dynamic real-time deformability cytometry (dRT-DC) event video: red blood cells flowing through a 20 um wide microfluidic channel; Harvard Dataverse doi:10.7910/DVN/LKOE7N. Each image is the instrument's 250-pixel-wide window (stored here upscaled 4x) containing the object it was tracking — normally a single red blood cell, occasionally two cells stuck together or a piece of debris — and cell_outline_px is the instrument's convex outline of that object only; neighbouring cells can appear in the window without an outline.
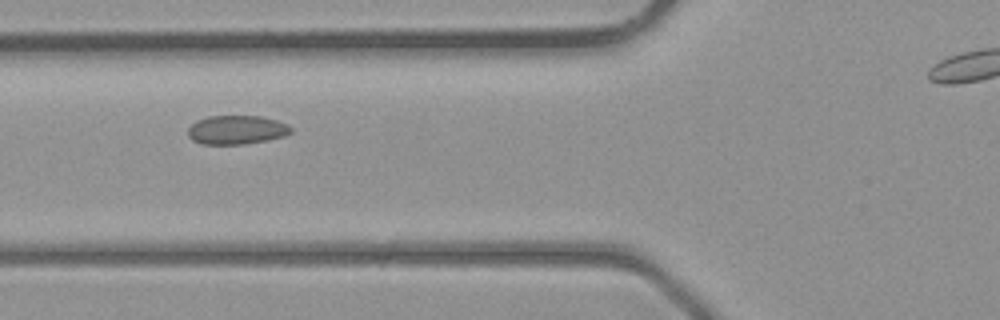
{"species": "common noctule bat (a hibernating species)", "species_latin": "Nyctalus noctula", "temperature_condition": "room temperature", "stored_images_in_passage": 4, "camera_frame_rate_fps": 3000, "um_per_image_px": 0.085, "animal": {"sex": "male", "body_mass_g": 23.1, "forearm_length_mm": 52.7}, "frame": {"image": 1, "passage_image": 4, "time_ms": 3.333, "image_size_px": [1000, 320], "cell_outline_px": [[292, 132], [284, 136], [268, 140], [244, 144], [200, 144], [192, 140], [188, 136], [188, 128], [196, 120], [208, 116], [260, 116], [276, 120], [288, 124], [292, 128]], "centroid_in_image_um": [20.1, 11.04], "position_along_channel_um": 105.7, "area_um2": 17.46}}